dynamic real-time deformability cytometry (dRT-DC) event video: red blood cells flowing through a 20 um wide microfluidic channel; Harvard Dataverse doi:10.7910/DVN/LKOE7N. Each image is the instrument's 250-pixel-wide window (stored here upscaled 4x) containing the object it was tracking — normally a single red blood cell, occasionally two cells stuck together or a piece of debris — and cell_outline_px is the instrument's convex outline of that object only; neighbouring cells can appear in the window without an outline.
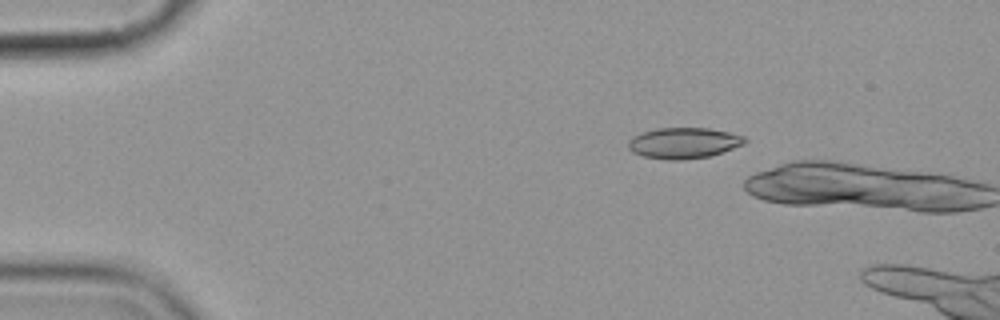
{"species": "common noctule bat (a hibernating species)", "species_latin": "Nyctalus noctula", "temperature_condition": "cold", "stored_images_in_passage": 4, "camera_frame_rate_fps": 3000, "um_per_image_px": 0.085, "animal": {"sex": "female", "body_mass_g": 19.9}, "frame": {"image": 1, "passage_image": 3, "time_ms": 2.333, "image_size_px": [1000, 320], "cell_outline_px": [[748, 140], [744, 144], [708, 156], [680, 160], [664, 160], [644, 156], [632, 152], [628, 148], [628, 140], [632, 136], [640, 132], [656, 128], [708, 128], [728, 132], [744, 136]], "centroid_in_image_um": [58.06, 12.15], "position_along_channel_um": 26.9, "area_um2": 20.98}}